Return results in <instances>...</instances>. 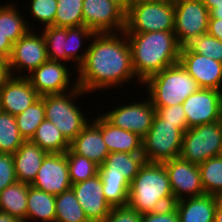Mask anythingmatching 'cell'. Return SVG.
Here are the masks:
<instances>
[{
  "label": "cell",
  "mask_w": 222,
  "mask_h": 222,
  "mask_svg": "<svg viewBox=\"0 0 222 222\" xmlns=\"http://www.w3.org/2000/svg\"><path fill=\"white\" fill-rule=\"evenodd\" d=\"M48 153L31 140H25L13 153V161L17 182L31 184L36 178L43 159Z\"/></svg>",
  "instance_id": "cell-23"
},
{
  "label": "cell",
  "mask_w": 222,
  "mask_h": 222,
  "mask_svg": "<svg viewBox=\"0 0 222 222\" xmlns=\"http://www.w3.org/2000/svg\"><path fill=\"white\" fill-rule=\"evenodd\" d=\"M138 1H151V0H133V2H138Z\"/></svg>",
  "instance_id": "cell-51"
},
{
  "label": "cell",
  "mask_w": 222,
  "mask_h": 222,
  "mask_svg": "<svg viewBox=\"0 0 222 222\" xmlns=\"http://www.w3.org/2000/svg\"><path fill=\"white\" fill-rule=\"evenodd\" d=\"M65 153L72 184L86 181L98 174L99 165L95 162L74 153L70 148Z\"/></svg>",
  "instance_id": "cell-36"
},
{
  "label": "cell",
  "mask_w": 222,
  "mask_h": 222,
  "mask_svg": "<svg viewBox=\"0 0 222 222\" xmlns=\"http://www.w3.org/2000/svg\"><path fill=\"white\" fill-rule=\"evenodd\" d=\"M15 118L21 136L24 140H31L37 127L46 119L43 98L40 97L22 113L16 115Z\"/></svg>",
  "instance_id": "cell-31"
},
{
  "label": "cell",
  "mask_w": 222,
  "mask_h": 222,
  "mask_svg": "<svg viewBox=\"0 0 222 222\" xmlns=\"http://www.w3.org/2000/svg\"><path fill=\"white\" fill-rule=\"evenodd\" d=\"M30 185L55 196L71 189L66 153H48Z\"/></svg>",
  "instance_id": "cell-17"
},
{
  "label": "cell",
  "mask_w": 222,
  "mask_h": 222,
  "mask_svg": "<svg viewBox=\"0 0 222 222\" xmlns=\"http://www.w3.org/2000/svg\"><path fill=\"white\" fill-rule=\"evenodd\" d=\"M77 72L78 86L86 93L116 88L118 85L121 87L132 82L133 78L137 79L135 84H143L134 72L124 31L120 34L96 33L88 45L85 61Z\"/></svg>",
  "instance_id": "cell-1"
},
{
  "label": "cell",
  "mask_w": 222,
  "mask_h": 222,
  "mask_svg": "<svg viewBox=\"0 0 222 222\" xmlns=\"http://www.w3.org/2000/svg\"><path fill=\"white\" fill-rule=\"evenodd\" d=\"M154 107L180 105L200 87L180 63L166 67L143 84Z\"/></svg>",
  "instance_id": "cell-5"
},
{
  "label": "cell",
  "mask_w": 222,
  "mask_h": 222,
  "mask_svg": "<svg viewBox=\"0 0 222 222\" xmlns=\"http://www.w3.org/2000/svg\"><path fill=\"white\" fill-rule=\"evenodd\" d=\"M198 166L205 194L222 196V157L209 158Z\"/></svg>",
  "instance_id": "cell-32"
},
{
  "label": "cell",
  "mask_w": 222,
  "mask_h": 222,
  "mask_svg": "<svg viewBox=\"0 0 222 222\" xmlns=\"http://www.w3.org/2000/svg\"><path fill=\"white\" fill-rule=\"evenodd\" d=\"M182 105L188 128L222 120V91L200 88Z\"/></svg>",
  "instance_id": "cell-14"
},
{
  "label": "cell",
  "mask_w": 222,
  "mask_h": 222,
  "mask_svg": "<svg viewBox=\"0 0 222 222\" xmlns=\"http://www.w3.org/2000/svg\"><path fill=\"white\" fill-rule=\"evenodd\" d=\"M13 44L2 34H0V55L10 58Z\"/></svg>",
  "instance_id": "cell-45"
},
{
  "label": "cell",
  "mask_w": 222,
  "mask_h": 222,
  "mask_svg": "<svg viewBox=\"0 0 222 222\" xmlns=\"http://www.w3.org/2000/svg\"><path fill=\"white\" fill-rule=\"evenodd\" d=\"M39 32L45 39L48 59L66 63L67 28L47 26Z\"/></svg>",
  "instance_id": "cell-35"
},
{
  "label": "cell",
  "mask_w": 222,
  "mask_h": 222,
  "mask_svg": "<svg viewBox=\"0 0 222 222\" xmlns=\"http://www.w3.org/2000/svg\"><path fill=\"white\" fill-rule=\"evenodd\" d=\"M11 75L9 58L0 55V85L4 83Z\"/></svg>",
  "instance_id": "cell-44"
},
{
  "label": "cell",
  "mask_w": 222,
  "mask_h": 222,
  "mask_svg": "<svg viewBox=\"0 0 222 222\" xmlns=\"http://www.w3.org/2000/svg\"><path fill=\"white\" fill-rule=\"evenodd\" d=\"M186 46L196 54L222 62V41L208 33L194 38Z\"/></svg>",
  "instance_id": "cell-37"
},
{
  "label": "cell",
  "mask_w": 222,
  "mask_h": 222,
  "mask_svg": "<svg viewBox=\"0 0 222 222\" xmlns=\"http://www.w3.org/2000/svg\"><path fill=\"white\" fill-rule=\"evenodd\" d=\"M174 0L132 2L126 10L125 33L174 32Z\"/></svg>",
  "instance_id": "cell-8"
},
{
  "label": "cell",
  "mask_w": 222,
  "mask_h": 222,
  "mask_svg": "<svg viewBox=\"0 0 222 222\" xmlns=\"http://www.w3.org/2000/svg\"><path fill=\"white\" fill-rule=\"evenodd\" d=\"M156 114L167 123H187L183 105L155 107Z\"/></svg>",
  "instance_id": "cell-41"
},
{
  "label": "cell",
  "mask_w": 222,
  "mask_h": 222,
  "mask_svg": "<svg viewBox=\"0 0 222 222\" xmlns=\"http://www.w3.org/2000/svg\"><path fill=\"white\" fill-rule=\"evenodd\" d=\"M31 141L47 153H65L70 148V143L48 119L37 127Z\"/></svg>",
  "instance_id": "cell-28"
},
{
  "label": "cell",
  "mask_w": 222,
  "mask_h": 222,
  "mask_svg": "<svg viewBox=\"0 0 222 222\" xmlns=\"http://www.w3.org/2000/svg\"><path fill=\"white\" fill-rule=\"evenodd\" d=\"M29 15H32V20L42 23V27L52 26L54 24V17L57 10V0H30ZM35 18V19H33Z\"/></svg>",
  "instance_id": "cell-38"
},
{
  "label": "cell",
  "mask_w": 222,
  "mask_h": 222,
  "mask_svg": "<svg viewBox=\"0 0 222 222\" xmlns=\"http://www.w3.org/2000/svg\"><path fill=\"white\" fill-rule=\"evenodd\" d=\"M47 60L46 43L42 33L29 30L13 44L12 53L9 58V67L13 76L26 77Z\"/></svg>",
  "instance_id": "cell-12"
},
{
  "label": "cell",
  "mask_w": 222,
  "mask_h": 222,
  "mask_svg": "<svg viewBox=\"0 0 222 222\" xmlns=\"http://www.w3.org/2000/svg\"><path fill=\"white\" fill-rule=\"evenodd\" d=\"M144 163L142 153L112 152L99 166L102 191L112 207L128 205L130 183Z\"/></svg>",
  "instance_id": "cell-4"
},
{
  "label": "cell",
  "mask_w": 222,
  "mask_h": 222,
  "mask_svg": "<svg viewBox=\"0 0 222 222\" xmlns=\"http://www.w3.org/2000/svg\"><path fill=\"white\" fill-rule=\"evenodd\" d=\"M0 222H23L19 218L11 216L6 212L0 211Z\"/></svg>",
  "instance_id": "cell-47"
},
{
  "label": "cell",
  "mask_w": 222,
  "mask_h": 222,
  "mask_svg": "<svg viewBox=\"0 0 222 222\" xmlns=\"http://www.w3.org/2000/svg\"><path fill=\"white\" fill-rule=\"evenodd\" d=\"M187 123H167L157 114L152 127L142 138V154L145 162L163 163L178 158L182 148L183 133Z\"/></svg>",
  "instance_id": "cell-6"
},
{
  "label": "cell",
  "mask_w": 222,
  "mask_h": 222,
  "mask_svg": "<svg viewBox=\"0 0 222 222\" xmlns=\"http://www.w3.org/2000/svg\"><path fill=\"white\" fill-rule=\"evenodd\" d=\"M174 7V33L181 47L207 34L210 14L201 0H174Z\"/></svg>",
  "instance_id": "cell-10"
},
{
  "label": "cell",
  "mask_w": 222,
  "mask_h": 222,
  "mask_svg": "<svg viewBox=\"0 0 222 222\" xmlns=\"http://www.w3.org/2000/svg\"><path fill=\"white\" fill-rule=\"evenodd\" d=\"M102 188L103 184L99 174L71 186L90 222H102L112 209L105 199Z\"/></svg>",
  "instance_id": "cell-20"
},
{
  "label": "cell",
  "mask_w": 222,
  "mask_h": 222,
  "mask_svg": "<svg viewBox=\"0 0 222 222\" xmlns=\"http://www.w3.org/2000/svg\"><path fill=\"white\" fill-rule=\"evenodd\" d=\"M210 11L216 6H222V0H201Z\"/></svg>",
  "instance_id": "cell-49"
},
{
  "label": "cell",
  "mask_w": 222,
  "mask_h": 222,
  "mask_svg": "<svg viewBox=\"0 0 222 222\" xmlns=\"http://www.w3.org/2000/svg\"><path fill=\"white\" fill-rule=\"evenodd\" d=\"M55 195L39 190L29 184L27 197L26 222L41 220L55 222Z\"/></svg>",
  "instance_id": "cell-25"
},
{
  "label": "cell",
  "mask_w": 222,
  "mask_h": 222,
  "mask_svg": "<svg viewBox=\"0 0 222 222\" xmlns=\"http://www.w3.org/2000/svg\"><path fill=\"white\" fill-rule=\"evenodd\" d=\"M83 26L95 33L125 30L126 10L113 0H83Z\"/></svg>",
  "instance_id": "cell-11"
},
{
  "label": "cell",
  "mask_w": 222,
  "mask_h": 222,
  "mask_svg": "<svg viewBox=\"0 0 222 222\" xmlns=\"http://www.w3.org/2000/svg\"><path fill=\"white\" fill-rule=\"evenodd\" d=\"M214 222H222V196H219L217 200Z\"/></svg>",
  "instance_id": "cell-46"
},
{
  "label": "cell",
  "mask_w": 222,
  "mask_h": 222,
  "mask_svg": "<svg viewBox=\"0 0 222 222\" xmlns=\"http://www.w3.org/2000/svg\"><path fill=\"white\" fill-rule=\"evenodd\" d=\"M40 97L27 77L11 75L0 85V110L16 116Z\"/></svg>",
  "instance_id": "cell-19"
},
{
  "label": "cell",
  "mask_w": 222,
  "mask_h": 222,
  "mask_svg": "<svg viewBox=\"0 0 222 222\" xmlns=\"http://www.w3.org/2000/svg\"><path fill=\"white\" fill-rule=\"evenodd\" d=\"M70 149L78 155L102 165L109 155L101 130L91 121L70 142Z\"/></svg>",
  "instance_id": "cell-22"
},
{
  "label": "cell",
  "mask_w": 222,
  "mask_h": 222,
  "mask_svg": "<svg viewBox=\"0 0 222 222\" xmlns=\"http://www.w3.org/2000/svg\"><path fill=\"white\" fill-rule=\"evenodd\" d=\"M179 63L200 88L222 91V62L196 54L187 46L180 49Z\"/></svg>",
  "instance_id": "cell-18"
},
{
  "label": "cell",
  "mask_w": 222,
  "mask_h": 222,
  "mask_svg": "<svg viewBox=\"0 0 222 222\" xmlns=\"http://www.w3.org/2000/svg\"><path fill=\"white\" fill-rule=\"evenodd\" d=\"M141 222H180L175 206L166 207L160 211L143 214Z\"/></svg>",
  "instance_id": "cell-42"
},
{
  "label": "cell",
  "mask_w": 222,
  "mask_h": 222,
  "mask_svg": "<svg viewBox=\"0 0 222 222\" xmlns=\"http://www.w3.org/2000/svg\"><path fill=\"white\" fill-rule=\"evenodd\" d=\"M117 2L119 5H121L125 10L129 8L133 0H113Z\"/></svg>",
  "instance_id": "cell-50"
},
{
  "label": "cell",
  "mask_w": 222,
  "mask_h": 222,
  "mask_svg": "<svg viewBox=\"0 0 222 222\" xmlns=\"http://www.w3.org/2000/svg\"><path fill=\"white\" fill-rule=\"evenodd\" d=\"M175 203L163 163L145 162L129 187L128 206L139 214L160 211Z\"/></svg>",
  "instance_id": "cell-3"
},
{
  "label": "cell",
  "mask_w": 222,
  "mask_h": 222,
  "mask_svg": "<svg viewBox=\"0 0 222 222\" xmlns=\"http://www.w3.org/2000/svg\"><path fill=\"white\" fill-rule=\"evenodd\" d=\"M88 94L79 86L62 94L41 96L44 100L45 118L52 122L70 143L88 124L81 107H77L76 98ZM83 113V114H82Z\"/></svg>",
  "instance_id": "cell-7"
},
{
  "label": "cell",
  "mask_w": 222,
  "mask_h": 222,
  "mask_svg": "<svg viewBox=\"0 0 222 222\" xmlns=\"http://www.w3.org/2000/svg\"><path fill=\"white\" fill-rule=\"evenodd\" d=\"M55 222H90L72 189L55 196Z\"/></svg>",
  "instance_id": "cell-29"
},
{
  "label": "cell",
  "mask_w": 222,
  "mask_h": 222,
  "mask_svg": "<svg viewBox=\"0 0 222 222\" xmlns=\"http://www.w3.org/2000/svg\"><path fill=\"white\" fill-rule=\"evenodd\" d=\"M222 151V120L188 128L182 137L180 158L201 164Z\"/></svg>",
  "instance_id": "cell-9"
},
{
  "label": "cell",
  "mask_w": 222,
  "mask_h": 222,
  "mask_svg": "<svg viewBox=\"0 0 222 222\" xmlns=\"http://www.w3.org/2000/svg\"><path fill=\"white\" fill-rule=\"evenodd\" d=\"M4 5H0V34L4 35L12 44H15L29 30H33V26L25 21L15 3L8 4L7 2Z\"/></svg>",
  "instance_id": "cell-26"
},
{
  "label": "cell",
  "mask_w": 222,
  "mask_h": 222,
  "mask_svg": "<svg viewBox=\"0 0 222 222\" xmlns=\"http://www.w3.org/2000/svg\"><path fill=\"white\" fill-rule=\"evenodd\" d=\"M72 74L69 72L66 63L48 59L26 77L37 93L43 96L62 94L75 89L78 83L77 81L73 83L70 80ZM70 82H72V86Z\"/></svg>",
  "instance_id": "cell-16"
},
{
  "label": "cell",
  "mask_w": 222,
  "mask_h": 222,
  "mask_svg": "<svg viewBox=\"0 0 222 222\" xmlns=\"http://www.w3.org/2000/svg\"><path fill=\"white\" fill-rule=\"evenodd\" d=\"M29 184L16 182L0 192V211L26 222Z\"/></svg>",
  "instance_id": "cell-27"
},
{
  "label": "cell",
  "mask_w": 222,
  "mask_h": 222,
  "mask_svg": "<svg viewBox=\"0 0 222 222\" xmlns=\"http://www.w3.org/2000/svg\"><path fill=\"white\" fill-rule=\"evenodd\" d=\"M217 200L218 196L204 194L178 200L173 205L180 222H214Z\"/></svg>",
  "instance_id": "cell-24"
},
{
  "label": "cell",
  "mask_w": 222,
  "mask_h": 222,
  "mask_svg": "<svg viewBox=\"0 0 222 222\" xmlns=\"http://www.w3.org/2000/svg\"><path fill=\"white\" fill-rule=\"evenodd\" d=\"M207 33L222 41V20L209 18Z\"/></svg>",
  "instance_id": "cell-43"
},
{
  "label": "cell",
  "mask_w": 222,
  "mask_h": 222,
  "mask_svg": "<svg viewBox=\"0 0 222 222\" xmlns=\"http://www.w3.org/2000/svg\"><path fill=\"white\" fill-rule=\"evenodd\" d=\"M147 99V100H146ZM144 101L118 105L102 115L114 126L143 138L152 127L156 109L149 97Z\"/></svg>",
  "instance_id": "cell-13"
},
{
  "label": "cell",
  "mask_w": 222,
  "mask_h": 222,
  "mask_svg": "<svg viewBox=\"0 0 222 222\" xmlns=\"http://www.w3.org/2000/svg\"><path fill=\"white\" fill-rule=\"evenodd\" d=\"M136 77L144 83L166 67L179 63L181 46L169 31L125 33Z\"/></svg>",
  "instance_id": "cell-2"
},
{
  "label": "cell",
  "mask_w": 222,
  "mask_h": 222,
  "mask_svg": "<svg viewBox=\"0 0 222 222\" xmlns=\"http://www.w3.org/2000/svg\"><path fill=\"white\" fill-rule=\"evenodd\" d=\"M83 0H57L54 17L55 27L71 28L83 26Z\"/></svg>",
  "instance_id": "cell-34"
},
{
  "label": "cell",
  "mask_w": 222,
  "mask_h": 222,
  "mask_svg": "<svg viewBox=\"0 0 222 222\" xmlns=\"http://www.w3.org/2000/svg\"><path fill=\"white\" fill-rule=\"evenodd\" d=\"M94 118L92 122L101 130L109 153H142V138L137 134L114 126L102 114Z\"/></svg>",
  "instance_id": "cell-21"
},
{
  "label": "cell",
  "mask_w": 222,
  "mask_h": 222,
  "mask_svg": "<svg viewBox=\"0 0 222 222\" xmlns=\"http://www.w3.org/2000/svg\"><path fill=\"white\" fill-rule=\"evenodd\" d=\"M142 215L127 206L112 207L102 222H141Z\"/></svg>",
  "instance_id": "cell-40"
},
{
  "label": "cell",
  "mask_w": 222,
  "mask_h": 222,
  "mask_svg": "<svg viewBox=\"0 0 222 222\" xmlns=\"http://www.w3.org/2000/svg\"><path fill=\"white\" fill-rule=\"evenodd\" d=\"M95 34L96 33L92 29L87 28L86 26L67 28V51H65L66 62H71L73 60L76 64L75 66H77L75 71H77L81 64L85 61L88 50V46L86 48H82L83 51L84 49L85 51H82L80 54V47H82L84 41H90Z\"/></svg>",
  "instance_id": "cell-30"
},
{
  "label": "cell",
  "mask_w": 222,
  "mask_h": 222,
  "mask_svg": "<svg viewBox=\"0 0 222 222\" xmlns=\"http://www.w3.org/2000/svg\"><path fill=\"white\" fill-rule=\"evenodd\" d=\"M167 171L175 202L205 194L197 164L180 157L163 162Z\"/></svg>",
  "instance_id": "cell-15"
},
{
  "label": "cell",
  "mask_w": 222,
  "mask_h": 222,
  "mask_svg": "<svg viewBox=\"0 0 222 222\" xmlns=\"http://www.w3.org/2000/svg\"><path fill=\"white\" fill-rule=\"evenodd\" d=\"M210 17L214 19L222 20V6H216L215 8L209 11Z\"/></svg>",
  "instance_id": "cell-48"
},
{
  "label": "cell",
  "mask_w": 222,
  "mask_h": 222,
  "mask_svg": "<svg viewBox=\"0 0 222 222\" xmlns=\"http://www.w3.org/2000/svg\"><path fill=\"white\" fill-rule=\"evenodd\" d=\"M15 116L0 110V153H15L23 144Z\"/></svg>",
  "instance_id": "cell-33"
},
{
  "label": "cell",
  "mask_w": 222,
  "mask_h": 222,
  "mask_svg": "<svg viewBox=\"0 0 222 222\" xmlns=\"http://www.w3.org/2000/svg\"><path fill=\"white\" fill-rule=\"evenodd\" d=\"M17 182L12 153H0V192Z\"/></svg>",
  "instance_id": "cell-39"
}]
</instances>
